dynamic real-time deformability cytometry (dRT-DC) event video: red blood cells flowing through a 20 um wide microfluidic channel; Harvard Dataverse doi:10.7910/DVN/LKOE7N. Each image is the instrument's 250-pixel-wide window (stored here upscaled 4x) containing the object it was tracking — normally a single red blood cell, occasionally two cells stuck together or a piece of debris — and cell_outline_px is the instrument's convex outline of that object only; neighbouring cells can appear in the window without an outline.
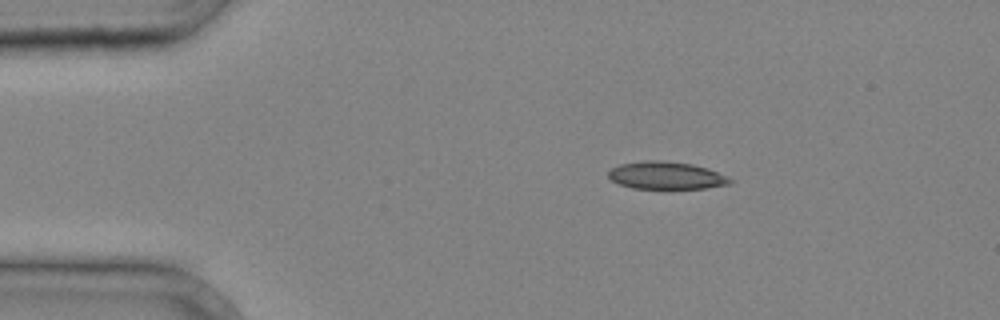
{"species": "common noctule bat (a hibernating species)", "species_latin": "Nyctalus noctula", "temperature_condition": "cold", "stored_images_in_passage": 32, "camera_frame_rate_fps": 3000, "um_per_image_px": 0.085, "animal": {"sex": "male", "body_mass_g": 20.4}, "frame": {"image": 1, "passage_image": 1, "time_ms": 0.0, "image_size_px": [1000, 320], "cell_outline_px": [[736, 180], [732, 184], [704, 188], [632, 188], [620, 184], [612, 180], [608, 176], [608, 172], [612, 168], [620, 164], [644, 160], [660, 160], [692, 164], [708, 168]], "centroid_in_image_um": [56.67, 14.91], "position_along_channel_um": 28.3, "area_um2": 19.54}}
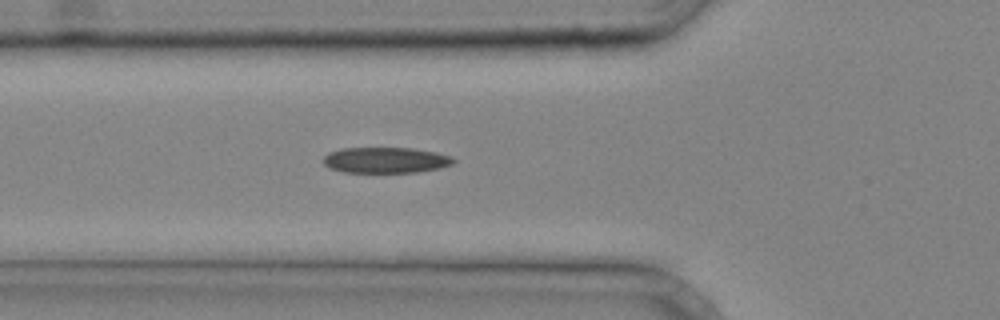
{"frame": {"image": 2, "passage_image": 8, "time_ms": 2.333, "image_size_px": [1000, 320], "cell_outline_px": [[456, 160], [452, 164], [440, 168], [416, 172], [344, 172], [328, 168], [324, 164], [324, 156], [328, 152], [340, 148], [416, 148], [436, 152], [452, 156]], "centroid_in_image_um": [32.78, 13.6], "position_along_channel_um": 93.0, "area_um2": 19.71}}
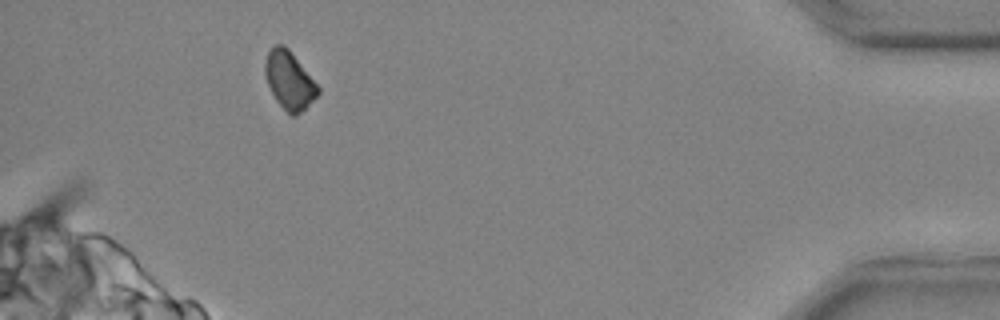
{"frame": {"image": 3, "passage_image": 30, "time_ms": 9.667, "image_size_px": [1000, 320], "cell_outline_px": [[320, 92], [296, 116], [292, 116], [276, 100], [268, 84], [264, 72], [264, 64], [268, 52], [276, 44], [284, 44], [288, 48], [320, 88]], "centroid_in_image_um": [24.58, 6.81], "position_along_channel_um": 410.6, "area_um2": 17.4}}